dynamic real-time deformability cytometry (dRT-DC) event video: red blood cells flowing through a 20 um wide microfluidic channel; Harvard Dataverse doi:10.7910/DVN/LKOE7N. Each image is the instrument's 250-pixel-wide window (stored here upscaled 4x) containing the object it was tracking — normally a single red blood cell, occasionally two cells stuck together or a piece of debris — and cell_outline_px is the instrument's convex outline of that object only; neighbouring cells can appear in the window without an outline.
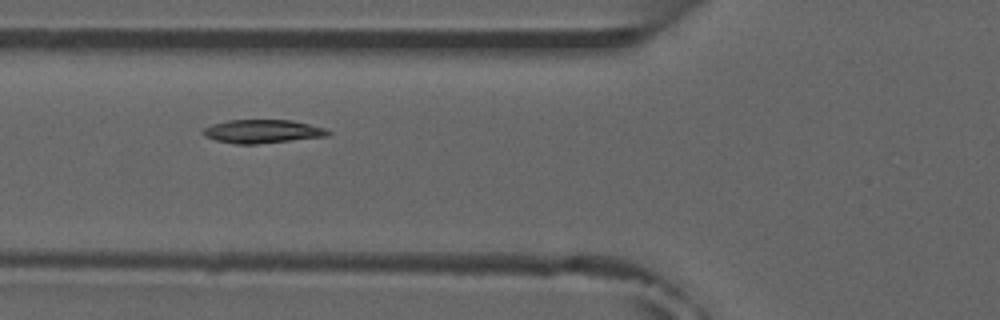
{"species": "common noctule bat (a hibernating species)", "species_latin": "Nyctalus noctula", "temperature_condition": "room temperature", "stored_images_in_passage": 8, "camera_frame_rate_fps": 3000, "um_per_image_px": 0.085, "animal": {"sex": "male", "forearm_length_mm": 52.5}, "frame": {"image": 1, "passage_image": 5, "time_ms": 4.333, "image_size_px": [1000, 320], "cell_outline_px": [[332, 132], [328, 136], [256, 144], [236, 144], [216, 140], [204, 136], [200, 132], [204, 128], [212, 124], [228, 120], [292, 120], [324, 128]], "centroid_in_image_um": [22.28, 11.17], "position_along_channel_um": 103.5, "area_um2": 17.05}}
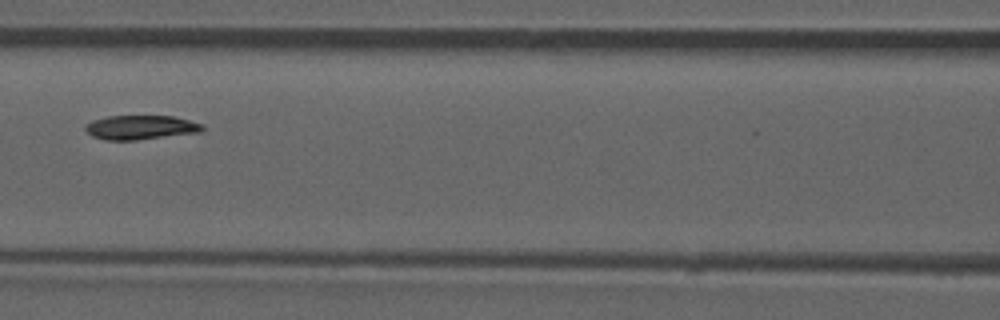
{"frame": {"image": 2, "passage_image": 6, "time_ms": 5.667, "image_size_px": [1000, 320], "cell_outline_px": [[204, 128], [200, 132], [136, 140], [104, 140], [92, 136], [84, 128], [84, 124], [92, 120], [108, 116], [172, 116], [204, 124]], "centroid_in_image_um": [11.92, 10.83], "position_along_channel_um": 154.7, "area_um2": 16.53}}